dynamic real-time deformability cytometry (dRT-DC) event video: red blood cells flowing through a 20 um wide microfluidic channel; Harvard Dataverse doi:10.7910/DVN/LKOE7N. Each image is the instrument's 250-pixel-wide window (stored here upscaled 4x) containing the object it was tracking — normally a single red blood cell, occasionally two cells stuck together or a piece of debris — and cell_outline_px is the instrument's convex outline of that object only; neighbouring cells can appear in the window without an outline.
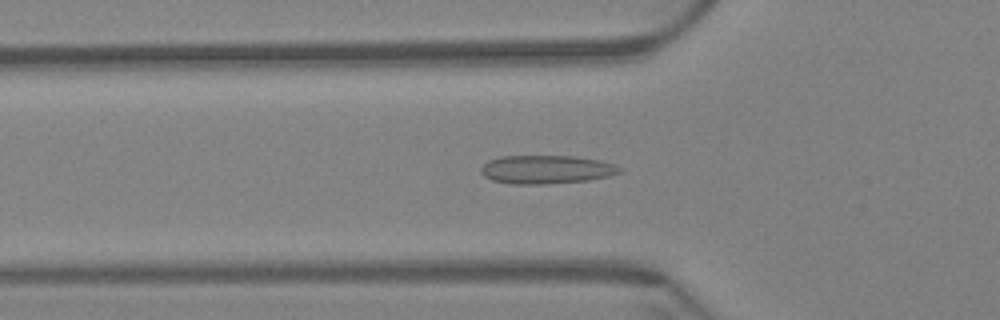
{"species": "Egyptian fruit bat (a non-hibernating species)", "species_latin": "Rousettus aegyptiacus", "temperature_condition": "warm", "stored_images_in_passage": 61, "camera_frame_rate_fps": 3000, "um_per_image_px": 0.085, "animal": {"sex": "female"}, "frame": {"image": 1, "passage_image": 21, "time_ms": 6.667, "image_size_px": [1000, 320], "cell_outline_px": [[620, 172], [608, 176], [588, 180], [544, 184], [512, 184], [492, 180], [484, 176], [480, 172], [480, 168], [488, 160], [500, 156], [576, 156], [600, 160], [612, 164], [620, 168]], "centroid_in_image_um": [46.39, 14.4], "position_along_channel_um": 79.4, "area_um2": 22.95}}
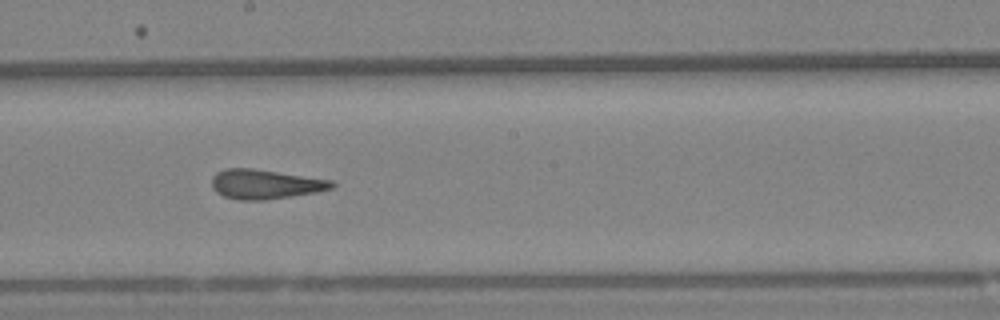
{"frame": {"image": 2, "passage_image": 34, "time_ms": 11.0, "image_size_px": [1000, 320], "cell_outline_px": [[336, 184], [332, 188], [316, 192], [292, 196], [264, 200], [236, 200], [224, 196], [216, 192], [212, 188], [212, 176], [216, 172], [224, 168], [252, 168], [332, 180]], "centroid_in_image_um": [22.51, 15.65], "position_along_channel_um": 225.7, "area_um2": 20.69}}
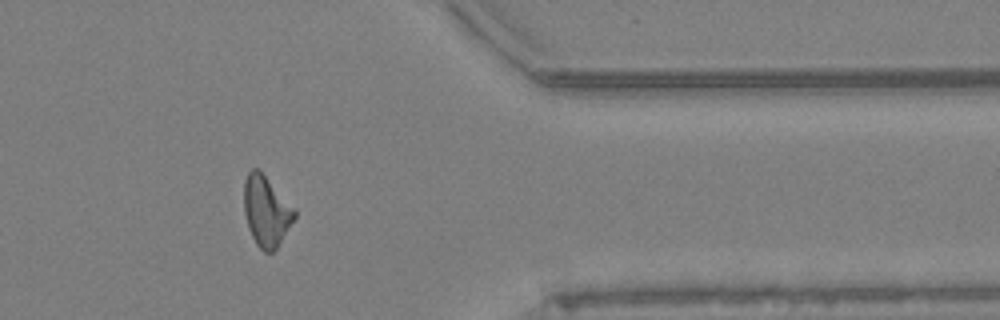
{"frame": {"image": 3, "passage_image": 50, "time_ms": 16.333, "image_size_px": [1000, 320], "cell_outline_px": [[296, 216], [276, 248], [272, 252], [264, 252], [256, 244], [248, 228], [244, 212], [244, 180], [248, 172], [252, 168], [256, 168], [296, 208]], "centroid_in_image_um": [22.62, 17.95], "position_along_channel_um": 388.8, "area_um2": 20.46}, "authors_computed_cell_mechanics": {"area_um2": 21.0392, "velocity_mm_per_s": 3.3821, "shape_relaxation_time_tau1_ms": null, "shape_relaxation_time_tau2_ms": 2.3828, "deformation_change_tau1": null, "deformation_change_tau2": 0.1102}}